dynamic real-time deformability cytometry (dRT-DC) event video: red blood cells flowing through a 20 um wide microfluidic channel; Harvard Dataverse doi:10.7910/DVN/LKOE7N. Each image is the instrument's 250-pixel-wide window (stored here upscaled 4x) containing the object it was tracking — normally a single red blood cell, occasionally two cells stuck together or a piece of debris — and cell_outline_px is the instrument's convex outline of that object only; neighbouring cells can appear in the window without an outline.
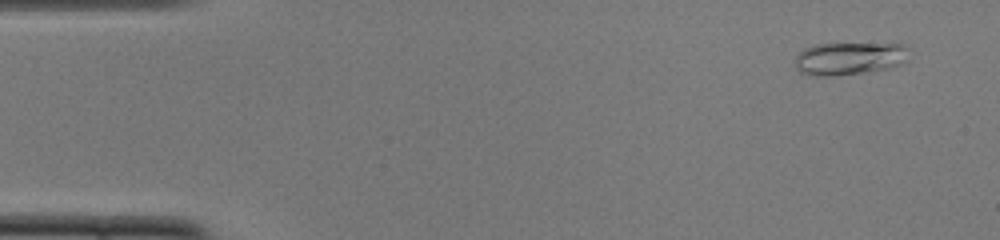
{"species": "common noctule bat (a hibernating species)", "species_latin": "Nyctalus noctula", "temperature_condition": "cold", "stored_images_in_passage": 51, "camera_frame_rate_fps": 3000, "um_per_image_px": 0.085, "animal": {"sex": "female", "body_mass_g": 22.0, "forearm_length_mm": 56.7}, "frame": {"image": 1, "passage_image": 3, "time_ms": 0.667, "image_size_px": [1000, 240], "cell_outline_px": [[908, 60], [900, 64], [888, 68], [832, 76], [808, 76], [800, 72], [796, 68], [796, 56], [804, 48], [812, 44], [908, 44]], "centroid_in_image_um": [72.18, 4.96], "position_along_channel_um": 12.8, "area_um2": 21.73}}
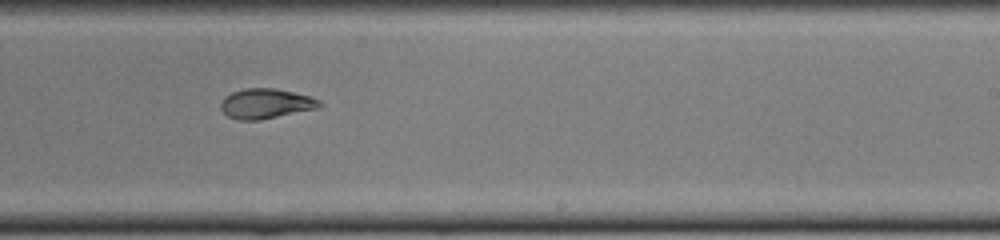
{"frame": {"image": 2, "passage_image": 31, "time_ms": 10.0, "image_size_px": [1000, 240], "cell_outline_px": [[324, 104], [320, 108], [260, 120], [236, 120], [228, 116], [220, 108], [220, 104], [224, 96], [232, 92], [244, 88], [276, 88], [308, 96], [320, 100]], "centroid_in_image_um": [22.6, 8.81], "position_along_channel_um": 266.4, "area_um2": 17.4}}
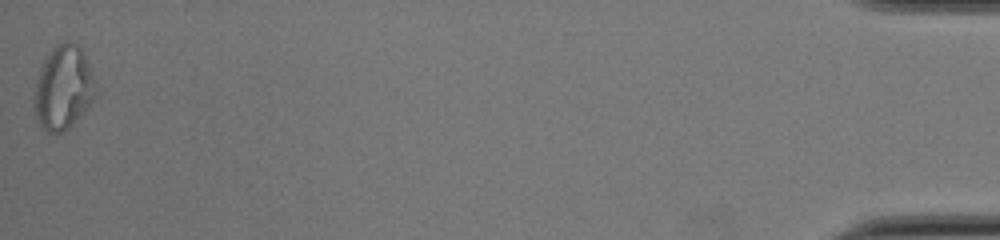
{"frame": {"image": 3, "passage_image": 51, "time_ms": 16.667, "image_size_px": [1000, 240], "cell_outline_px": [[100, 84], [96, 96], [72, 124], [64, 132], [48, 132], [36, 120], [32, 100], [36, 80], [44, 56], [56, 44], [64, 40], [72, 40], [84, 52]], "centroid_in_image_um": [5.4, 7.39], "position_along_channel_um": 429.8, "area_um2": 30.98}, "authors_computed_cell_mechanics": {"area_um2": 19.1318, "velocity_mm_per_s": 3.8755, "shape_relaxation_time_tau1_ms": null, "shape_relaxation_time_tau2_ms": 2.5775, "deformation_change_tau1": null, "deformation_change_tau2": 0.0892}}